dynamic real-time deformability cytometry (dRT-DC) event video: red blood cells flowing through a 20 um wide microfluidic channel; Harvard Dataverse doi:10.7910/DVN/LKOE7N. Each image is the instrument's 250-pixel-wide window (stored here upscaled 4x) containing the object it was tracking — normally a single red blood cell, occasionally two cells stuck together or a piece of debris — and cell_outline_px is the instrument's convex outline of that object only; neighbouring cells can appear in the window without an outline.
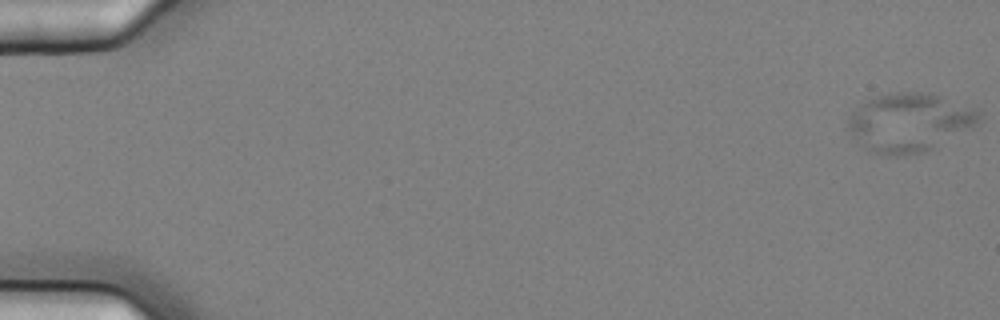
{"species": "common noctule bat (a hibernating species)", "species_latin": "Nyctalus noctula", "temperature_condition": "cold", "stored_images_in_passage": 5, "segment_of_instrument_passage": [2, 2], "camera_frame_rate_fps": 3000, "um_per_image_px": 0.085, "animal": {"sex": "female", "body_mass_g": 25.1}, "frame": {"image": 1, "passage_image": 5, "time_ms": 1.333, "image_size_px": [1000, 320], "cell_outline_px": [[980, 120], [972, 128], [924, 152], [900, 156], [888, 156], [868, 152], [856, 140], [848, 128], [848, 116], [856, 108], [868, 100], [880, 96], [896, 92], [916, 92], [936, 96], [972, 108], [980, 112]], "centroid_in_image_um": [77.25, 10.45], "position_along_channel_um": 7.8, "area_um2": 43.99}}